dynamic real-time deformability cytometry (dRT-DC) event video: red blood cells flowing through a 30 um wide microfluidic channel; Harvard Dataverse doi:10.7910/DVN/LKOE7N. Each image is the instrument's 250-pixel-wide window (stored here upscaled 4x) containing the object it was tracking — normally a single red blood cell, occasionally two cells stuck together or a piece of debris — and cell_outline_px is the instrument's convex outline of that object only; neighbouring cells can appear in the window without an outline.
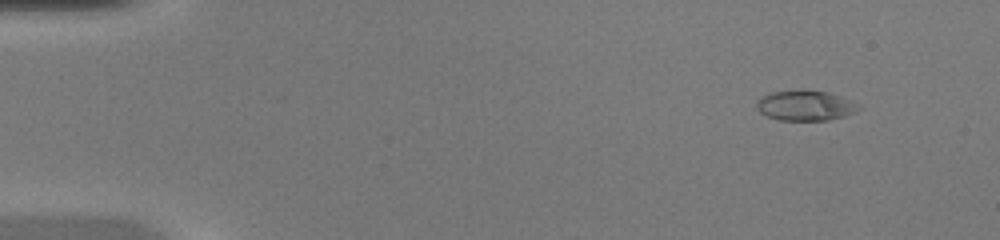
{"species": "common noctule bat (a hibernating species)", "species_latin": "Nyctalus noctula", "temperature_condition": "warm", "stored_images_in_passage": 44, "camera_frame_rate_fps": 3000, "um_per_image_px": 0.085, "animal": {"sex": "female", "body_mass_g": 20.0, "forearm_length_mm": 54.0}, "frame": {"image": 1, "passage_image": 1, "time_ms": 0.0, "image_size_px": [1000, 240], "cell_outline_px": [[864, 108], [856, 112], [844, 116], [828, 120], [780, 120], [768, 116], [760, 112], [756, 108], [756, 100], [760, 96], [772, 92], [804, 88], [828, 92], [852, 100], [860, 104]], "centroid_in_image_um": [68.48, 8.94], "position_along_channel_um": 16.5, "area_um2": 18.5}}
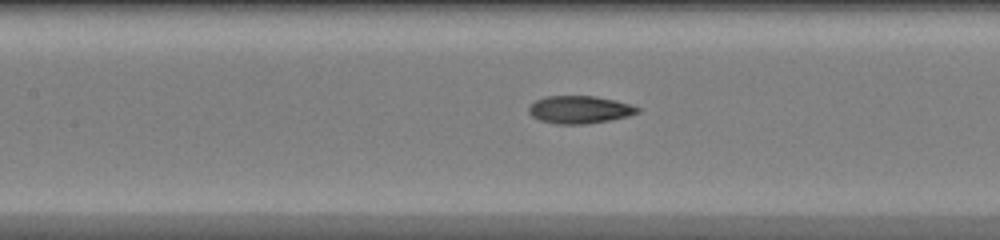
{"frame": {"image": 2, "passage_image": 19, "time_ms": 6.0, "image_size_px": [1000, 240], "cell_outline_px": [[640, 112], [628, 116], [608, 120], [584, 124], [556, 124], [540, 120], [532, 116], [528, 112], [528, 108], [536, 100], [544, 96], [596, 96], [616, 100], [632, 104], [640, 108]], "centroid_in_image_um": [49.28, 9.31], "position_along_channel_um": 158.1, "area_um2": 17.57}}
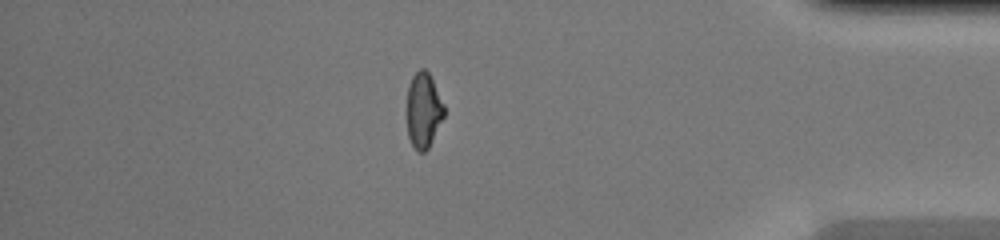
{"frame": {"image": 3, "passage_image": 38, "time_ms": 12.333, "image_size_px": [1000, 240], "cell_outline_px": [[444, 116], [428, 148], [424, 152], [416, 152], [408, 136], [408, 84], [412, 76], [420, 68], [424, 68], [428, 72], [444, 104]], "centroid_in_image_um": [35.99, 9.37], "position_along_channel_um": 399.2, "area_um2": 16.07}, "authors_computed_cell_mechanics": {"area_um2": 17.051, "velocity_mm_per_s": 4.3257, "shape_relaxation_time_tau1_ms": null, "shape_relaxation_time_tau2_ms": 1.2158, "deformation_change_tau1": null, "deformation_change_tau2": 0.0742}}